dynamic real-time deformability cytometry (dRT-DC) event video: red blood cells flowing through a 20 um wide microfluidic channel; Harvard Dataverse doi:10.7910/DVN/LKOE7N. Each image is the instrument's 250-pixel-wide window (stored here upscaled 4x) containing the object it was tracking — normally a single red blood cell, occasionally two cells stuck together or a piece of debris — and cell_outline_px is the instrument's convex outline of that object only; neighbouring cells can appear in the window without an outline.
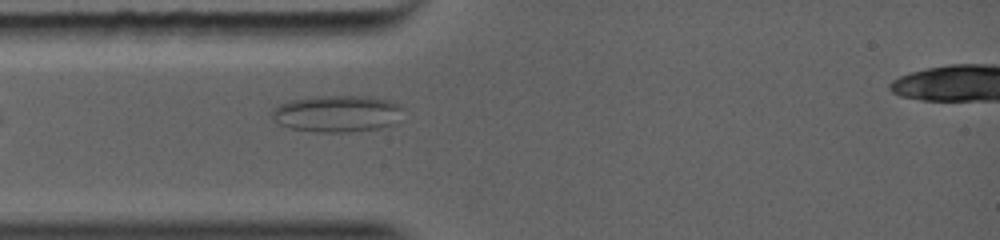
{"species": "common noctule bat (a hibernating species)", "species_latin": "Nyctalus noctula", "temperature_condition": "warm", "stored_images_in_passage": 5, "camera_frame_rate_fps": 5000, "um_per_image_px": 0.085, "animal": {"sex": "female", "body_mass_g": 19.0, "forearm_length_mm": 56.7}, "frame": {"image": 1, "passage_image": 2, "time_ms": 0.8, "image_size_px": [1000, 240], "cell_outline_px": [[404, 108], [368, 128], [296, 128], [284, 124], [272, 108], [288, 100], [312, 96], [376, 96], [396, 100]], "centroid_in_image_um": [28.58, 9.48], "position_along_channel_um": 56.4, "area_um2": 24.68}}